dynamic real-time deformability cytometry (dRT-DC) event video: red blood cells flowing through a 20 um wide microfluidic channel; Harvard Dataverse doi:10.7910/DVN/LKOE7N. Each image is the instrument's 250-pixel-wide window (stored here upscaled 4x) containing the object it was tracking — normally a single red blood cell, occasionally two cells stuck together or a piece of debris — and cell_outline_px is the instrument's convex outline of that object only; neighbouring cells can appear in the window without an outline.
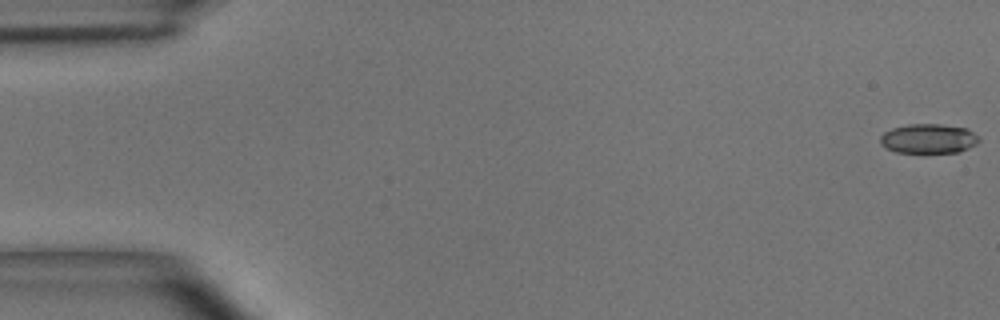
{"species": "common noctule bat (a hibernating species)", "species_latin": "Nyctalus noctula", "temperature_condition": "room temperature", "stored_images_in_passage": 49, "camera_frame_rate_fps": 3000, "um_per_image_px": 0.085, "animal": {"sex": "male", "body_mass_g": 15.6}, "frame": {"image": 1, "passage_image": 1, "time_ms": 0.0, "image_size_px": [1000, 320], "cell_outline_px": [[980, 140], [976, 144], [960, 152], [896, 152], [884, 148], [880, 144], [880, 136], [884, 132], [892, 128], [908, 124], [940, 124], [968, 128], [980, 136]], "centroid_in_image_um": [78.93, 11.78], "position_along_channel_um": 6.1, "area_um2": 17.17}}
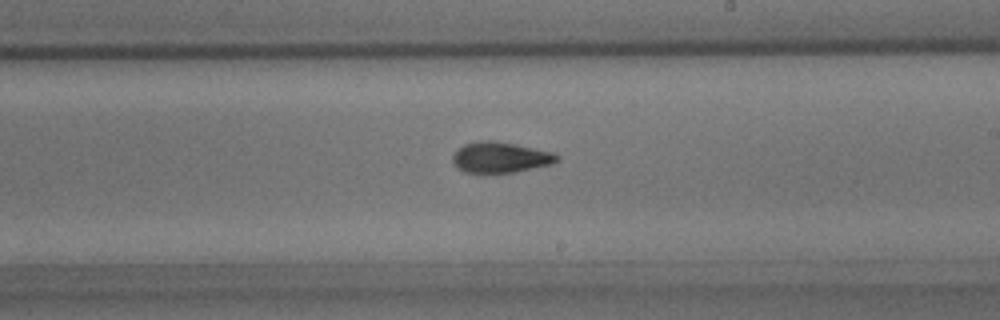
{"frame": {"image": 2, "passage_image": 29, "time_ms": 9.333, "image_size_px": [1000, 320], "cell_outline_px": [[560, 160], [552, 164], [516, 172], [464, 172], [456, 168], [452, 164], [452, 156], [464, 144], [480, 140], [492, 140], [516, 144], [552, 152], [560, 156]], "centroid_in_image_um": [42.54, 13.37], "position_along_channel_um": 246.5, "area_um2": 18.73}}
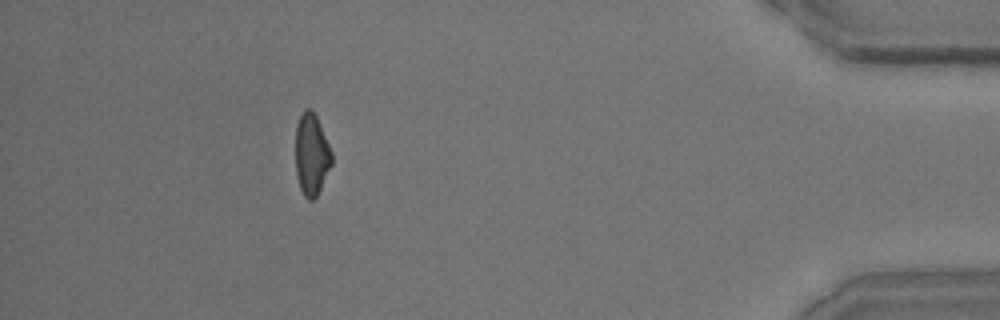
{"frame": {"image": 3, "passage_image": 45, "time_ms": 14.667, "image_size_px": [1000, 320], "cell_outline_px": [[332, 164], [316, 196], [312, 200], [308, 200], [304, 196], [300, 188], [296, 176], [296, 124], [304, 108], [312, 108], [316, 116], [332, 152]], "centroid_in_image_um": [26.47, 13.11], "position_along_channel_um": 408.7, "area_um2": 17.17}, "authors_computed_cell_mechanics": {"area_um2": 18.0336, "velocity_mm_per_s": 4.0654, "shape_relaxation_time_tau1_ms": 4.2574, "shape_relaxation_time_tau2_ms": 1.6402, "deformation_change_tau1": 0.1509, "deformation_change_tau2": 0.0844}}